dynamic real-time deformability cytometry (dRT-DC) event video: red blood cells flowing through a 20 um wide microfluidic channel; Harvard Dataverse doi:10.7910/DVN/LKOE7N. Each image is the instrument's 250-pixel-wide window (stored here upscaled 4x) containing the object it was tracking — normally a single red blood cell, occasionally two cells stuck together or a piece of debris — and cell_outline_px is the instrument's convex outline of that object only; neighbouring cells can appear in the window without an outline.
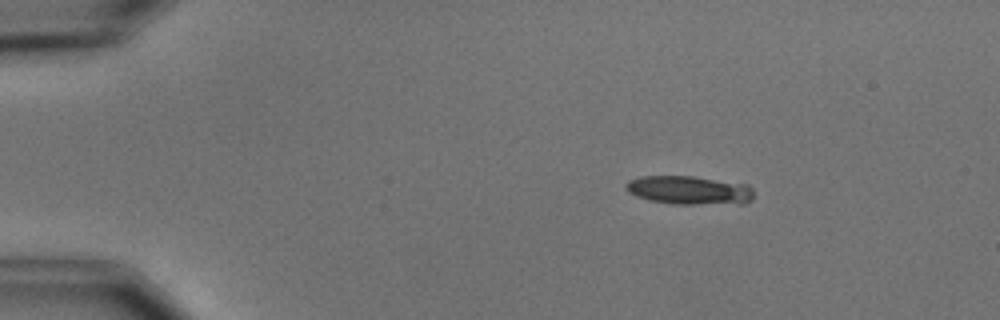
{"species": "common noctule bat (a hibernating species)", "species_latin": "Nyctalus noctula", "temperature_condition": "cold", "stored_images_in_passage": 4, "camera_frame_rate_fps": 3000, "um_per_image_px": 0.085, "animal": {"sex": "male", "body_mass_g": 15.6}, "frame": {"image": 1, "passage_image": 2, "time_ms": 1.333, "image_size_px": [1000, 320], "cell_outline_px": [[752, 200], [744, 204], [672, 204], [648, 200], [636, 196], [628, 192], [624, 188], [624, 184], [628, 180], [640, 176], [696, 176], [748, 184], [752, 188]], "centroid_in_image_um": [58.57, 16.17], "position_along_channel_um": 26.4, "area_um2": 21.79}}